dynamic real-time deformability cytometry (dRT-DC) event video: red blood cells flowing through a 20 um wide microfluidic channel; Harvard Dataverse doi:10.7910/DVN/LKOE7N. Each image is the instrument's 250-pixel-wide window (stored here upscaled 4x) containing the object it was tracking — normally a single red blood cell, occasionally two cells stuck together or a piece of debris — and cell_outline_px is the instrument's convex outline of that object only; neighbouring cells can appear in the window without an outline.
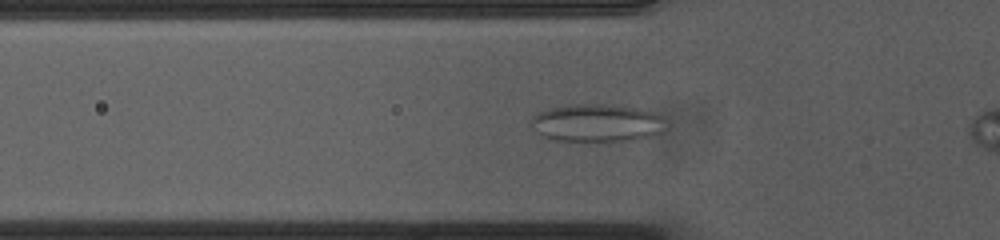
{"species": "common noctule bat (a hibernating species)", "species_latin": "Nyctalus noctula", "temperature_condition": "cold", "stored_images_in_passage": 35, "camera_frame_rate_fps": 3000, "um_per_image_px": 0.085, "animal": {"sex": "female", "body_mass_g": 23.0, "forearm_length_mm": 53.4}, "frame": {"image": 1, "passage_image": 3, "time_ms": 0.667, "image_size_px": [1000, 240], "cell_outline_px": [[660, 132], [644, 136], [616, 140], [560, 140], [544, 136], [536, 132], [528, 124], [540, 112], [552, 108], [580, 104], [604, 104], [636, 108], [652, 112], [660, 116]], "centroid_in_image_um": [50.62, 10.43], "position_along_channel_um": 75.2, "area_um2": 28.09}}
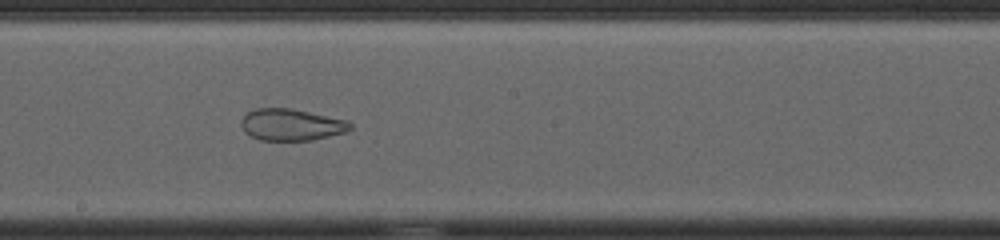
{"frame": {"image": 2, "passage_image": 15, "time_ms": 4.667, "image_size_px": [1000, 240], "cell_outline_px": [[352, 128], [344, 132], [312, 140], [260, 140], [244, 132], [240, 124], [240, 120], [248, 112], [256, 108], [292, 108], [348, 120], [352, 124]], "centroid_in_image_um": [24.75, 10.59], "position_along_channel_um": 223.5, "area_um2": 20.17}}
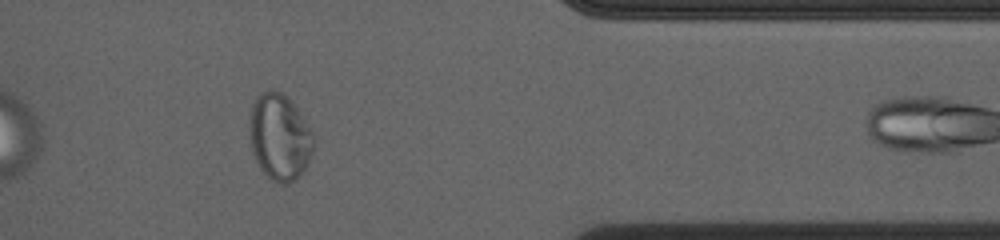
{"frame": {"image": 3, "passage_image": 30, "time_ms": 9.667, "image_size_px": [1000, 240], "cell_outline_px": [[316, 140], [312, 152], [304, 168], [296, 180], [284, 184], [280, 184], [272, 180], [260, 168], [252, 152], [248, 132], [248, 128], [252, 104], [260, 92], [268, 88], [280, 92], [296, 108], [312, 132]], "centroid_in_image_um": [23.74, 11.65], "position_along_channel_um": 387.7, "area_um2": 32.19}, "authors_computed_cell_mechanics": {"area_um2": 25.3164, "velocity_mm_per_s": 3.6911, "shape_relaxation_time_tau1_ms": null, "shape_relaxation_time_tau2_ms": 0.9487, "deformation_change_tau1": null, "deformation_change_tau2": 0.0638}}